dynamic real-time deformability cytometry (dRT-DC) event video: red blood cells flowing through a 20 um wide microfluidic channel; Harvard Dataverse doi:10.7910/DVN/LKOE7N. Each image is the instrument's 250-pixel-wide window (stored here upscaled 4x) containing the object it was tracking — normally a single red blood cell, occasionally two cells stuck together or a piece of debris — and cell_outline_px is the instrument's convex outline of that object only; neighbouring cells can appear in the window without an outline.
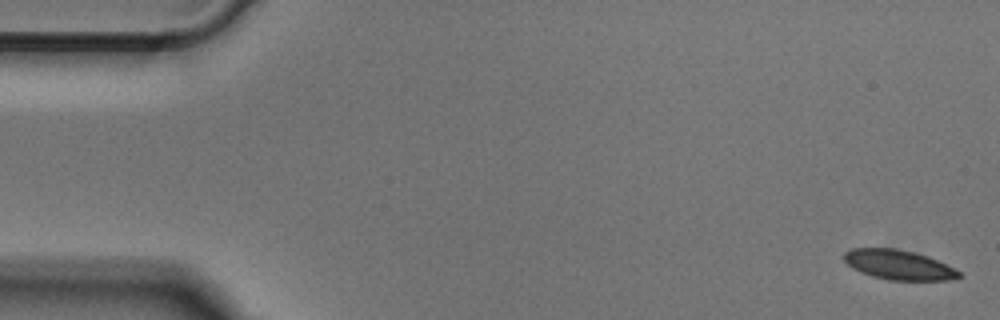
{"species": "Egyptian fruit bat (a non-hibernating species)", "species_latin": "Rousettus aegyptiacus", "temperature_condition": "cold", "stored_images_in_passage": 23, "segment_of_instrument_passage": [1, 2], "camera_frame_rate_fps": 3000, "um_per_image_px": 0.085, "animal": {"sex": "male"}, "frame": {"image": 1, "passage_image": 1, "time_ms": 0.0, "image_size_px": [1000, 320], "cell_outline_px": [[964, 276], [948, 280], [888, 280], [872, 276], [860, 272], [852, 268], [844, 260], [844, 252], [852, 248], [896, 248], [928, 256], [956, 268]], "centroid_in_image_um": [76.4, 22.51], "position_along_channel_um": 8.6, "area_um2": 20.0}}
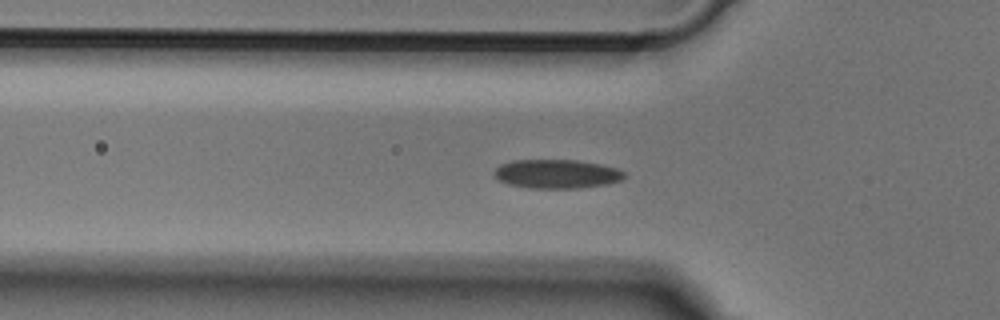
{"frame": {"image": 2, "passage_image": 16, "time_ms": 5.0, "image_size_px": [1000, 320], "cell_outline_px": [[624, 176], [620, 180], [608, 184], [580, 188], [528, 188], [508, 184], [500, 180], [492, 172], [500, 164], [516, 160], [576, 160], [600, 164], [616, 168], [624, 172]], "centroid_in_image_um": [47.31, 14.78], "position_along_channel_um": 78.5, "area_um2": 21.85}}
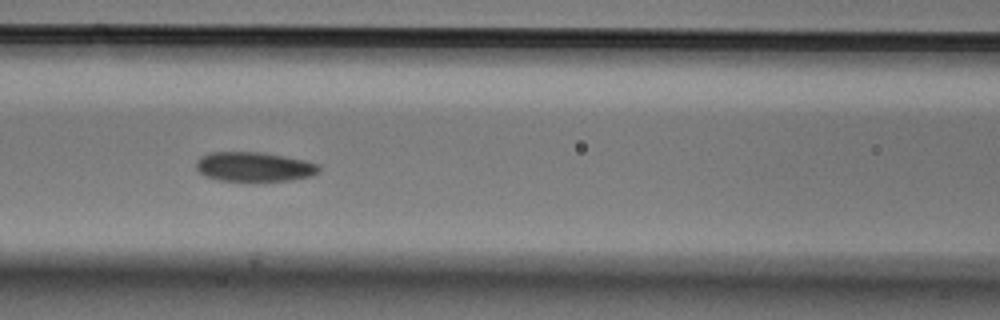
{"frame": {"image": 3, "passage_image": 21, "time_ms": 6.667, "image_size_px": [1000, 320], "cell_outline_px": [[320, 172], [312, 176], [296, 180], [256, 184], [220, 180], [208, 176], [200, 172], [196, 168], [196, 160], [200, 156], [208, 152], [264, 152], [304, 160], [320, 164]], "centroid_in_image_um": [21.65, 14.22], "position_along_channel_um": 144.9, "area_um2": 22.2}}